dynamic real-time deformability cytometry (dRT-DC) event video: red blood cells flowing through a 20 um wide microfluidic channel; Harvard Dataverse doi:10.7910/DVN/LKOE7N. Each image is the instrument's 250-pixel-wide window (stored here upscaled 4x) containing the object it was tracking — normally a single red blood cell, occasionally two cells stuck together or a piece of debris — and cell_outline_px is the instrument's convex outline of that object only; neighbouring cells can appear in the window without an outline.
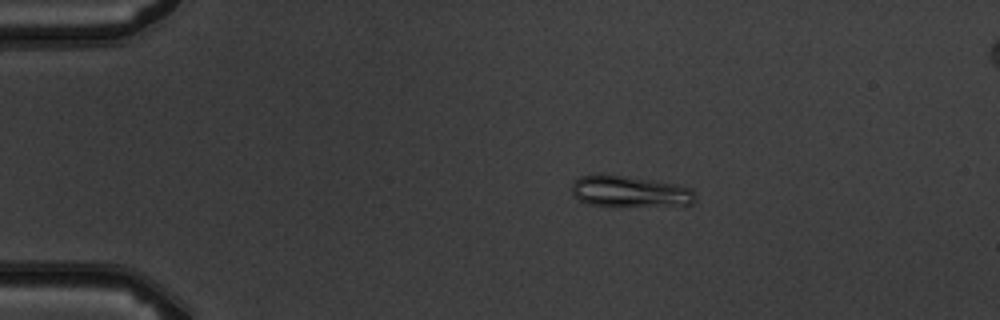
{"species": "common noctule bat (a hibernating species)", "species_latin": "Nyctalus noctula", "temperature_condition": "warm", "stored_images_in_passage": 8, "camera_frame_rate_fps": 3000, "um_per_image_px": 0.085, "animal": {"sex": "male", "body_mass_g": 19.5, "forearm_length_mm": 54.6}, "frame": {"image": 1, "passage_image": 3, "time_ms": 2.333, "image_size_px": [1000, 320], "cell_outline_px": [[696, 200], [692, 204], [684, 208], [588, 204], [572, 196], [572, 184], [580, 176], [600, 172], [680, 184], [692, 188], [696, 196]], "centroid_in_image_um": [53.64, 16.28], "position_along_channel_um": 31.4, "area_um2": 23.64}}
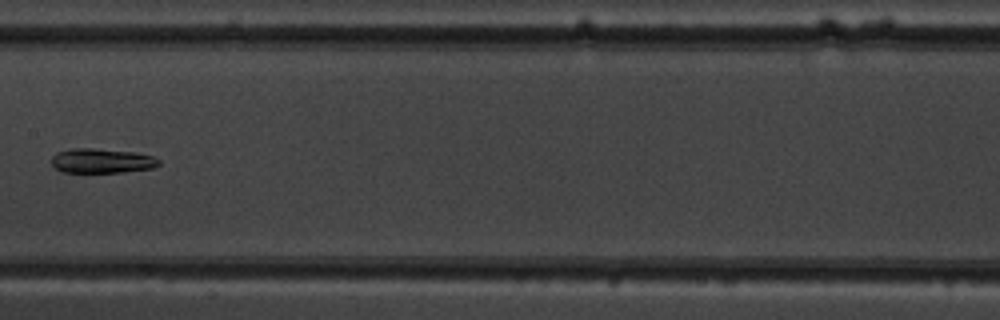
{"frame": {"image": 2, "passage_image": 8, "time_ms": 8.0, "image_size_px": [1000, 320], "cell_outline_px": [[160, 164], [152, 168], [124, 172], [60, 172], [52, 164], [52, 156], [56, 152], [72, 148], [92, 148], [136, 152], [152, 156], [160, 160]], "centroid_in_image_um": [8.64, 13.66], "position_along_channel_um": 198.8, "area_um2": 15.43}}